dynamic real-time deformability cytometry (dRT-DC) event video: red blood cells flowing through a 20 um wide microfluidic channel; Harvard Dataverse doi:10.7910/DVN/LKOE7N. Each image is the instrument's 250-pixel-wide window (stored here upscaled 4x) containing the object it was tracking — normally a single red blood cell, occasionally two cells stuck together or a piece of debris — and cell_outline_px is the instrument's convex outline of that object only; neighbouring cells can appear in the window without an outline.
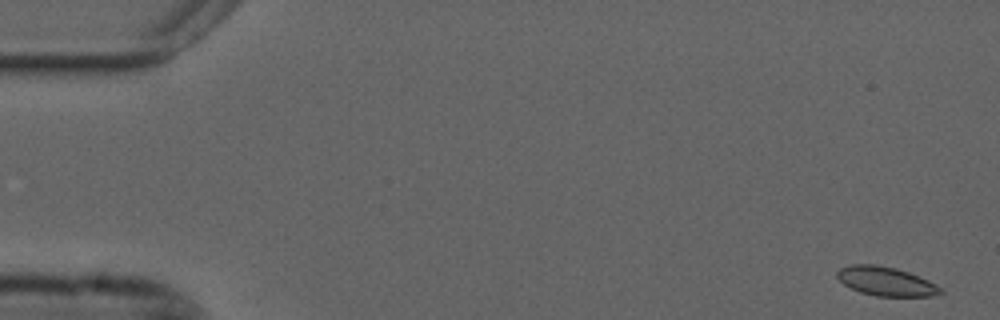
{"species": "common noctule bat (a hibernating species)", "species_latin": "Nyctalus noctula", "temperature_condition": "cold", "stored_images_in_passage": 55, "camera_frame_rate_fps": 3000, "um_per_image_px": 0.085, "animal": {"sex": "male", "forearm_length_mm": 52.5}, "frame": {"image": 1, "passage_image": 1, "time_ms": 0.0, "image_size_px": [1000, 320], "cell_outline_px": [[944, 292], [932, 296], [876, 296], [860, 292], [844, 284], [836, 276], [836, 272], [840, 268], [852, 264], [876, 264], [896, 268], [908, 272], [928, 280], [936, 284]], "centroid_in_image_um": [75.29, 23.9], "position_along_channel_um": 9.7, "area_um2": 17.4}}
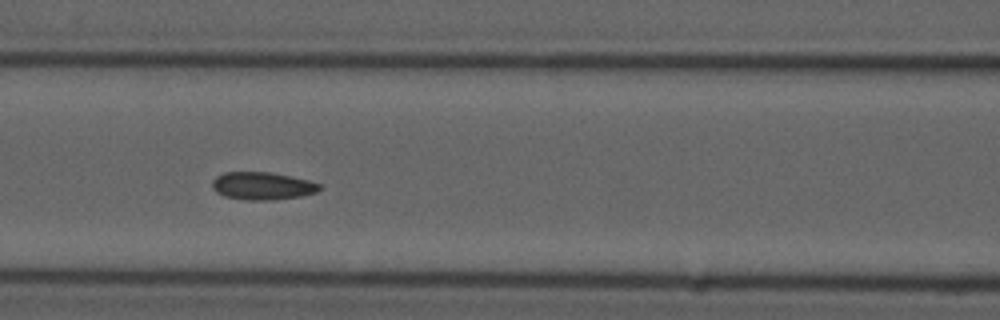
{"frame": {"image": 2, "passage_image": 23, "time_ms": 7.333, "image_size_px": [1000, 320], "cell_outline_px": [[324, 188], [316, 192], [300, 196], [272, 200], [248, 200], [224, 196], [216, 192], [212, 188], [212, 180], [216, 176], [224, 172], [272, 172], [292, 176], [308, 180], [320, 184]], "centroid_in_image_um": [22.3, 15.79], "position_along_channel_um": 144.3, "area_um2": 17.46}}
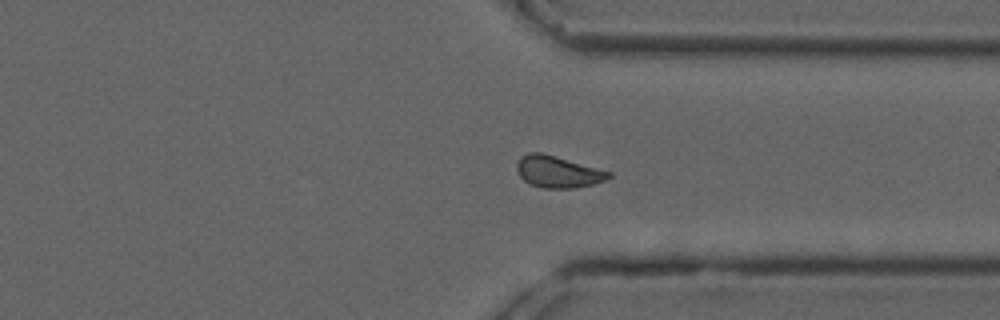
{"frame": {"image": 3, "passage_image": 41, "time_ms": 13.333, "image_size_px": [1000, 320], "cell_outline_px": [[612, 176], [608, 180], [592, 184], [572, 188], [540, 188], [528, 184], [520, 176], [516, 168], [516, 164], [520, 156], [528, 152], [540, 152], [612, 172]], "centroid_in_image_um": [47.4, 14.61], "position_along_channel_um": 364.0, "area_um2": 17.05}, "authors_computed_cell_mechanics": {"area_um2": 17.051, "velocity_mm_per_s": 3.6647, "shape_relaxation_time_tau1_ms": null, "shape_relaxation_time_tau2_ms": 2.0459, "deformation_change_tau1": null, "deformation_change_tau2": 0.0562}}